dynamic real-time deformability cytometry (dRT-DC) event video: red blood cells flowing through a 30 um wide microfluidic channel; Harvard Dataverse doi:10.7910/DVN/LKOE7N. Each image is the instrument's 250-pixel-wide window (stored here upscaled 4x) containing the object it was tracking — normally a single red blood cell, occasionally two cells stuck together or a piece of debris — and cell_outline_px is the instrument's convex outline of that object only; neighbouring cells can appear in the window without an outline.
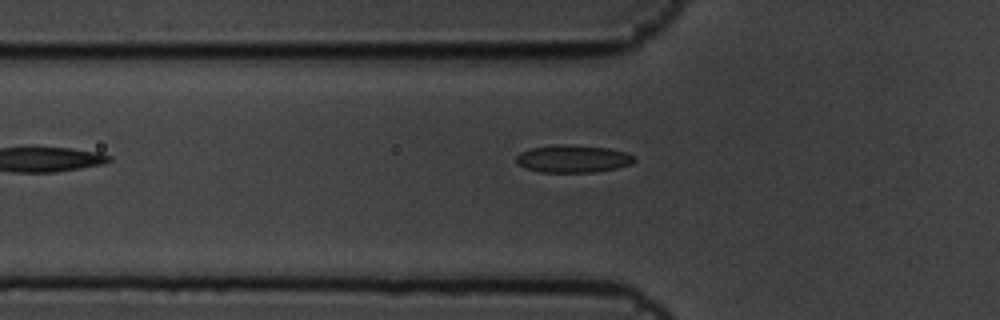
{"species": "common noctule bat (a hibernating species)", "species_latin": "Nyctalus noctula", "temperature_condition": "cold", "stored_images_in_passage": 3, "camera_frame_rate_fps": 3000, "um_per_image_px": 0.085, "animal": {"sex": "male", "body_mass_g": 19.5, "forearm_length_mm": 54.6}, "frame": {"image": 1, "passage_image": 2, "time_ms": 0.333, "image_size_px": [1000, 320], "cell_outline_px": [[636, 160], [632, 164], [616, 168], [596, 172], [540, 172], [524, 168], [516, 164], [516, 156], [520, 152], [528, 148], [560, 144], [572, 144], [608, 148], [628, 152], [636, 156]], "centroid_in_image_um": [48.71, 13.49], "position_along_channel_um": 77.1, "area_um2": 19.36}}
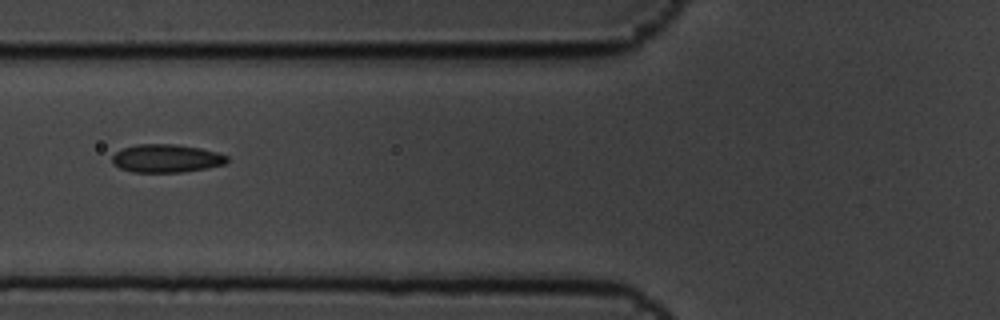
{"frame": {"image": 2, "passage_image": 3, "time_ms": 0.667, "image_size_px": [1000, 320], "cell_outline_px": [[228, 160], [224, 164], [208, 168], [184, 172], [132, 172], [120, 168], [112, 164], [112, 156], [116, 152], [124, 148], [136, 144], [172, 144], [200, 148], [216, 152], [228, 156]], "centroid_in_image_um": [14.12, 13.47], "position_along_channel_um": 111.7, "area_um2": 18.84}}